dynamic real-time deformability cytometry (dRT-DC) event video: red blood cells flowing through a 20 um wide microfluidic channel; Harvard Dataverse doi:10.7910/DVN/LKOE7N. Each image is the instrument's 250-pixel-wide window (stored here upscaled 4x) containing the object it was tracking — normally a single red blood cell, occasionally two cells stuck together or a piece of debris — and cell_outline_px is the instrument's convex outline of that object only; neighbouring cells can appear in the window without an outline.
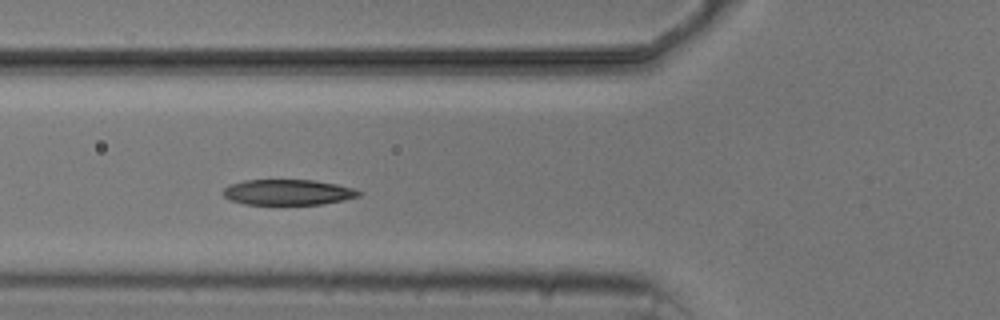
{"species": "common noctule bat (a hibernating species)", "species_latin": "Nyctalus noctula", "temperature_condition": "cold", "stored_images_in_passage": 10, "camera_frame_rate_fps": 3000, "um_per_image_px": 0.085, "animal": {"sex": "male", "body_mass_g": 20.5, "forearm_length_mm": 52.5}, "frame": {"image": 1, "passage_image": 5, "time_ms": 4.667, "image_size_px": [1000, 320], "cell_outline_px": [[364, 192], [360, 196], [344, 200], [320, 204], [244, 204], [232, 200], [224, 196], [220, 192], [228, 184], [244, 180], [312, 180], [336, 184], [352, 188]], "centroid_in_image_um": [24.46, 16.33], "position_along_channel_um": 101.3, "area_um2": 20.23}}
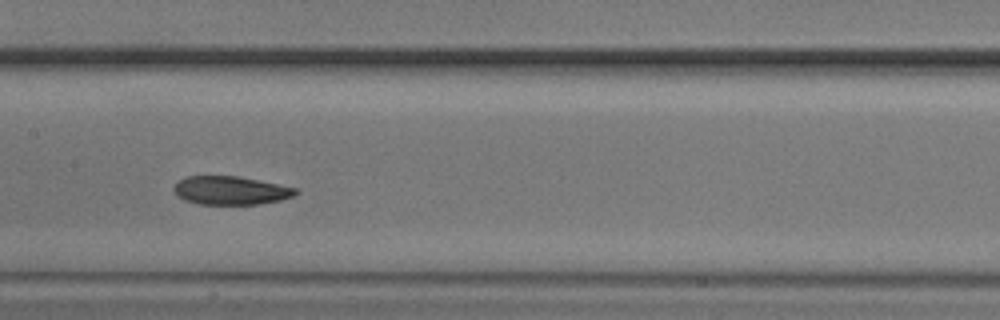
{"frame": {"image": 2, "passage_image": 7, "time_ms": 7.0, "image_size_px": [1000, 320], "cell_outline_px": [[300, 192], [292, 196], [280, 200], [256, 204], [200, 204], [184, 200], [172, 188], [184, 176], [240, 176], [296, 188]], "centroid_in_image_um": [19.61, 16.18], "position_along_channel_um": 187.8, "area_um2": 20.0}}
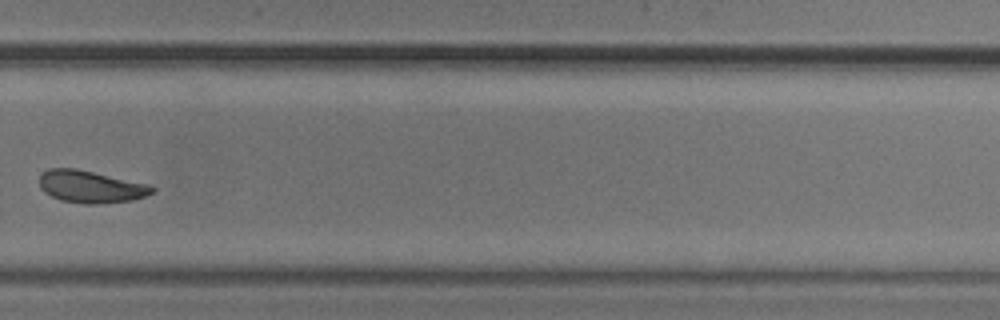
{"frame": {"image": 3, "passage_image": 10, "time_ms": 10.667, "image_size_px": [1000, 320], "cell_outline_px": [[156, 188], [152, 192], [144, 196], [132, 200], [96, 204], [84, 204], [60, 200], [44, 192], [40, 188], [40, 176], [48, 168], [76, 168], [152, 184]], "centroid_in_image_um": [7.73, 15.86], "position_along_channel_um": 322.1, "area_um2": 21.33}}